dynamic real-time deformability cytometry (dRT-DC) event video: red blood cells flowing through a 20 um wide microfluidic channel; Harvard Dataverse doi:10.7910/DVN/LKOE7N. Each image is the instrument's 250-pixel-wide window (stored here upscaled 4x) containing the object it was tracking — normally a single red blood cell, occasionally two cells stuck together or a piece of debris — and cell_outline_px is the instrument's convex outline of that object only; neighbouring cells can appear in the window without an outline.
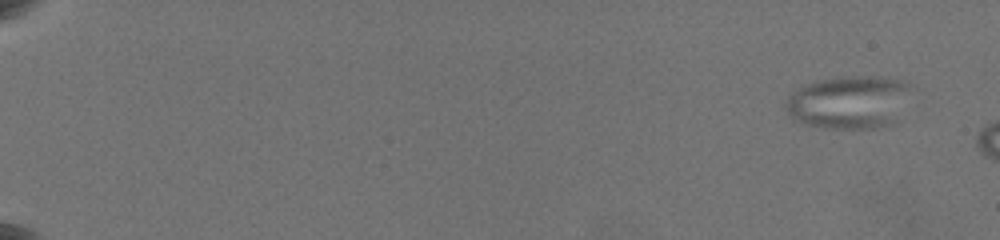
{"species": "common noctule bat (a hibernating species)", "species_latin": "Nyctalus noctula", "temperature_condition": "warm", "stored_images_in_passage": 6, "camera_frame_rate_fps": 3000, "um_per_image_px": 0.085, "animal": {"sex": "female", "body_mass_g": 19.5, "forearm_length_mm": 54.1}, "frame": {"image": 1, "passage_image": 1, "time_ms": 0.0, "image_size_px": [1000, 240], "cell_outline_px": [[912, 84], [896, 124], [876, 128], [828, 128], [804, 124], [792, 120], [784, 108], [784, 104], [788, 96], [796, 88], [804, 84], [820, 80], [848, 76], [880, 76], [900, 80]], "centroid_in_image_um": [72.14, 8.69], "position_along_channel_um": 12.9, "area_um2": 39.25}}